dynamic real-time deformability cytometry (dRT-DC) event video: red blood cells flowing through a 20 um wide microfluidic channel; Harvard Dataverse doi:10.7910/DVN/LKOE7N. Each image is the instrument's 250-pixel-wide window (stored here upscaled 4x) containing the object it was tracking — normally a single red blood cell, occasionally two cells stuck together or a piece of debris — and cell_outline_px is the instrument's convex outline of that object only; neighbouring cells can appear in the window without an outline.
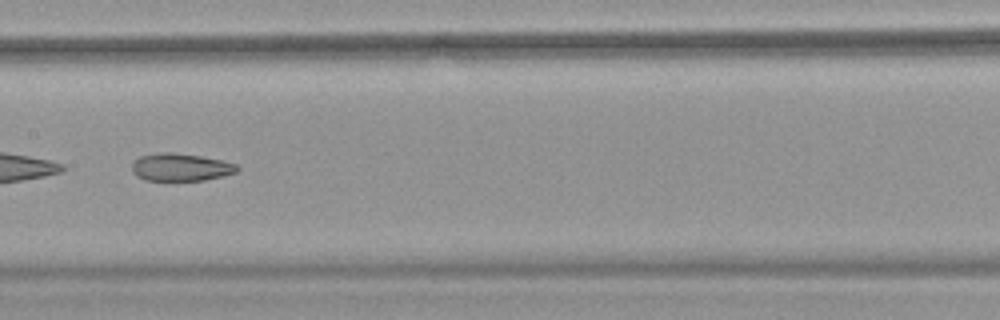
{"species": "common noctule bat (a hibernating species)", "species_latin": "Nyctalus noctula", "temperature_condition": "warm", "stored_images_in_passage": 34, "camera_frame_rate_fps": 3000, "um_per_image_px": 0.085, "animal": {"sex": "female", "body_mass_g": 18.4}, "frame": {"image": 1, "passage_image": 10, "time_ms": 3.0, "image_size_px": [1000, 320], "cell_outline_px": [[240, 168], [236, 172], [224, 176], [204, 180], [144, 180], [136, 176], [132, 172], [132, 164], [140, 156], [160, 152], [172, 152], [200, 156], [224, 160], [236, 164]], "centroid_in_image_um": [15.37, 14.21], "position_along_channel_um": 192.0, "area_um2": 16.99}}